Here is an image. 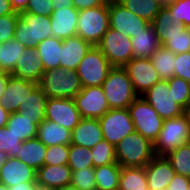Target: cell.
I'll return each mask as SVG.
<instances>
[{"label": "cell", "instance_id": "obj_33", "mask_svg": "<svg viewBox=\"0 0 190 190\" xmlns=\"http://www.w3.org/2000/svg\"><path fill=\"white\" fill-rule=\"evenodd\" d=\"M150 60L161 80H169L175 75V54L169 49L160 46Z\"/></svg>", "mask_w": 190, "mask_h": 190}, {"label": "cell", "instance_id": "obj_62", "mask_svg": "<svg viewBox=\"0 0 190 190\" xmlns=\"http://www.w3.org/2000/svg\"><path fill=\"white\" fill-rule=\"evenodd\" d=\"M109 2H114V3H120L122 2L123 0H108Z\"/></svg>", "mask_w": 190, "mask_h": 190}, {"label": "cell", "instance_id": "obj_58", "mask_svg": "<svg viewBox=\"0 0 190 190\" xmlns=\"http://www.w3.org/2000/svg\"><path fill=\"white\" fill-rule=\"evenodd\" d=\"M35 190H54L48 186H44V185H41L39 183L36 182V188Z\"/></svg>", "mask_w": 190, "mask_h": 190}, {"label": "cell", "instance_id": "obj_32", "mask_svg": "<svg viewBox=\"0 0 190 190\" xmlns=\"http://www.w3.org/2000/svg\"><path fill=\"white\" fill-rule=\"evenodd\" d=\"M96 188L100 190H118L121 166L115 162L94 168Z\"/></svg>", "mask_w": 190, "mask_h": 190}, {"label": "cell", "instance_id": "obj_48", "mask_svg": "<svg viewBox=\"0 0 190 190\" xmlns=\"http://www.w3.org/2000/svg\"><path fill=\"white\" fill-rule=\"evenodd\" d=\"M73 7L76 10L100 7L108 5V0H72Z\"/></svg>", "mask_w": 190, "mask_h": 190}, {"label": "cell", "instance_id": "obj_47", "mask_svg": "<svg viewBox=\"0 0 190 190\" xmlns=\"http://www.w3.org/2000/svg\"><path fill=\"white\" fill-rule=\"evenodd\" d=\"M190 185V178L175 173L174 178L170 181L168 190H188Z\"/></svg>", "mask_w": 190, "mask_h": 190}, {"label": "cell", "instance_id": "obj_7", "mask_svg": "<svg viewBox=\"0 0 190 190\" xmlns=\"http://www.w3.org/2000/svg\"><path fill=\"white\" fill-rule=\"evenodd\" d=\"M14 39L25 48H36L46 38L53 36L50 16L30 13L19 14Z\"/></svg>", "mask_w": 190, "mask_h": 190}, {"label": "cell", "instance_id": "obj_17", "mask_svg": "<svg viewBox=\"0 0 190 190\" xmlns=\"http://www.w3.org/2000/svg\"><path fill=\"white\" fill-rule=\"evenodd\" d=\"M38 85L36 82L16 78L11 75L8 79L6 89L0 98V103L9 113L18 112L23 107L27 96Z\"/></svg>", "mask_w": 190, "mask_h": 190}, {"label": "cell", "instance_id": "obj_23", "mask_svg": "<svg viewBox=\"0 0 190 190\" xmlns=\"http://www.w3.org/2000/svg\"><path fill=\"white\" fill-rule=\"evenodd\" d=\"M92 45L80 36H72L63 40L61 46L60 68L77 70L79 63L85 57Z\"/></svg>", "mask_w": 190, "mask_h": 190}, {"label": "cell", "instance_id": "obj_19", "mask_svg": "<svg viewBox=\"0 0 190 190\" xmlns=\"http://www.w3.org/2000/svg\"><path fill=\"white\" fill-rule=\"evenodd\" d=\"M53 37L65 40L77 34L78 10L72 7H62L53 10L50 16Z\"/></svg>", "mask_w": 190, "mask_h": 190}, {"label": "cell", "instance_id": "obj_1", "mask_svg": "<svg viewBox=\"0 0 190 190\" xmlns=\"http://www.w3.org/2000/svg\"><path fill=\"white\" fill-rule=\"evenodd\" d=\"M161 46L175 55L190 51V27L170 17L169 9L161 7L151 22Z\"/></svg>", "mask_w": 190, "mask_h": 190}, {"label": "cell", "instance_id": "obj_63", "mask_svg": "<svg viewBox=\"0 0 190 190\" xmlns=\"http://www.w3.org/2000/svg\"><path fill=\"white\" fill-rule=\"evenodd\" d=\"M157 190H168V188L166 187V188H163V189H157Z\"/></svg>", "mask_w": 190, "mask_h": 190}, {"label": "cell", "instance_id": "obj_3", "mask_svg": "<svg viewBox=\"0 0 190 190\" xmlns=\"http://www.w3.org/2000/svg\"><path fill=\"white\" fill-rule=\"evenodd\" d=\"M39 86L47 98L73 99L82 89L74 69L44 70Z\"/></svg>", "mask_w": 190, "mask_h": 190}, {"label": "cell", "instance_id": "obj_55", "mask_svg": "<svg viewBox=\"0 0 190 190\" xmlns=\"http://www.w3.org/2000/svg\"><path fill=\"white\" fill-rule=\"evenodd\" d=\"M9 156L7 153L0 151V173L3 164L8 160Z\"/></svg>", "mask_w": 190, "mask_h": 190}, {"label": "cell", "instance_id": "obj_35", "mask_svg": "<svg viewBox=\"0 0 190 190\" xmlns=\"http://www.w3.org/2000/svg\"><path fill=\"white\" fill-rule=\"evenodd\" d=\"M24 48L23 44L15 39L0 44V64L7 72L11 73L15 69Z\"/></svg>", "mask_w": 190, "mask_h": 190}, {"label": "cell", "instance_id": "obj_11", "mask_svg": "<svg viewBox=\"0 0 190 190\" xmlns=\"http://www.w3.org/2000/svg\"><path fill=\"white\" fill-rule=\"evenodd\" d=\"M131 38L109 28L97 47L113 67H124L133 59Z\"/></svg>", "mask_w": 190, "mask_h": 190}, {"label": "cell", "instance_id": "obj_56", "mask_svg": "<svg viewBox=\"0 0 190 190\" xmlns=\"http://www.w3.org/2000/svg\"><path fill=\"white\" fill-rule=\"evenodd\" d=\"M54 190H80V189L77 188L75 185L68 184V185L62 186V187L54 189Z\"/></svg>", "mask_w": 190, "mask_h": 190}, {"label": "cell", "instance_id": "obj_25", "mask_svg": "<svg viewBox=\"0 0 190 190\" xmlns=\"http://www.w3.org/2000/svg\"><path fill=\"white\" fill-rule=\"evenodd\" d=\"M72 131L45 119L38 125L37 138L46 146L70 145Z\"/></svg>", "mask_w": 190, "mask_h": 190}, {"label": "cell", "instance_id": "obj_6", "mask_svg": "<svg viewBox=\"0 0 190 190\" xmlns=\"http://www.w3.org/2000/svg\"><path fill=\"white\" fill-rule=\"evenodd\" d=\"M109 29V3L78 11L77 36L97 46Z\"/></svg>", "mask_w": 190, "mask_h": 190}, {"label": "cell", "instance_id": "obj_49", "mask_svg": "<svg viewBox=\"0 0 190 190\" xmlns=\"http://www.w3.org/2000/svg\"><path fill=\"white\" fill-rule=\"evenodd\" d=\"M9 1L11 3L13 10L18 14L23 13L28 5V0H9Z\"/></svg>", "mask_w": 190, "mask_h": 190}, {"label": "cell", "instance_id": "obj_52", "mask_svg": "<svg viewBox=\"0 0 190 190\" xmlns=\"http://www.w3.org/2000/svg\"><path fill=\"white\" fill-rule=\"evenodd\" d=\"M9 112L0 103V128L5 127L8 122Z\"/></svg>", "mask_w": 190, "mask_h": 190}, {"label": "cell", "instance_id": "obj_29", "mask_svg": "<svg viewBox=\"0 0 190 190\" xmlns=\"http://www.w3.org/2000/svg\"><path fill=\"white\" fill-rule=\"evenodd\" d=\"M38 123L35 119L20 115L18 112L10 113L6 127L22 142L37 136Z\"/></svg>", "mask_w": 190, "mask_h": 190}, {"label": "cell", "instance_id": "obj_39", "mask_svg": "<svg viewBox=\"0 0 190 190\" xmlns=\"http://www.w3.org/2000/svg\"><path fill=\"white\" fill-rule=\"evenodd\" d=\"M90 152L94 168L117 162L115 146L107 142L105 139L101 140L96 146L90 149Z\"/></svg>", "mask_w": 190, "mask_h": 190}, {"label": "cell", "instance_id": "obj_59", "mask_svg": "<svg viewBox=\"0 0 190 190\" xmlns=\"http://www.w3.org/2000/svg\"><path fill=\"white\" fill-rule=\"evenodd\" d=\"M8 72L6 71V69L0 64V76L1 75H6Z\"/></svg>", "mask_w": 190, "mask_h": 190}, {"label": "cell", "instance_id": "obj_42", "mask_svg": "<svg viewBox=\"0 0 190 190\" xmlns=\"http://www.w3.org/2000/svg\"><path fill=\"white\" fill-rule=\"evenodd\" d=\"M70 145L47 146L44 165H68Z\"/></svg>", "mask_w": 190, "mask_h": 190}, {"label": "cell", "instance_id": "obj_31", "mask_svg": "<svg viewBox=\"0 0 190 190\" xmlns=\"http://www.w3.org/2000/svg\"><path fill=\"white\" fill-rule=\"evenodd\" d=\"M118 190H149L145 167H121Z\"/></svg>", "mask_w": 190, "mask_h": 190}, {"label": "cell", "instance_id": "obj_8", "mask_svg": "<svg viewBox=\"0 0 190 190\" xmlns=\"http://www.w3.org/2000/svg\"><path fill=\"white\" fill-rule=\"evenodd\" d=\"M135 131L154 143L160 134L163 119L154 108L142 97L138 96L128 107Z\"/></svg>", "mask_w": 190, "mask_h": 190}, {"label": "cell", "instance_id": "obj_12", "mask_svg": "<svg viewBox=\"0 0 190 190\" xmlns=\"http://www.w3.org/2000/svg\"><path fill=\"white\" fill-rule=\"evenodd\" d=\"M163 119L182 115L185 110L173 99L169 92L168 80H160L141 95Z\"/></svg>", "mask_w": 190, "mask_h": 190}, {"label": "cell", "instance_id": "obj_54", "mask_svg": "<svg viewBox=\"0 0 190 190\" xmlns=\"http://www.w3.org/2000/svg\"><path fill=\"white\" fill-rule=\"evenodd\" d=\"M11 76V74L8 72L6 75H1L0 76V98L2 97L6 86H7V82L9 77Z\"/></svg>", "mask_w": 190, "mask_h": 190}, {"label": "cell", "instance_id": "obj_45", "mask_svg": "<svg viewBox=\"0 0 190 190\" xmlns=\"http://www.w3.org/2000/svg\"><path fill=\"white\" fill-rule=\"evenodd\" d=\"M175 75L190 83V51L175 55Z\"/></svg>", "mask_w": 190, "mask_h": 190}, {"label": "cell", "instance_id": "obj_10", "mask_svg": "<svg viewBox=\"0 0 190 190\" xmlns=\"http://www.w3.org/2000/svg\"><path fill=\"white\" fill-rule=\"evenodd\" d=\"M98 120L103 138L114 146L135 131L128 108L109 109Z\"/></svg>", "mask_w": 190, "mask_h": 190}, {"label": "cell", "instance_id": "obj_26", "mask_svg": "<svg viewBox=\"0 0 190 190\" xmlns=\"http://www.w3.org/2000/svg\"><path fill=\"white\" fill-rule=\"evenodd\" d=\"M133 58H150L161 46L152 24L131 37Z\"/></svg>", "mask_w": 190, "mask_h": 190}, {"label": "cell", "instance_id": "obj_60", "mask_svg": "<svg viewBox=\"0 0 190 190\" xmlns=\"http://www.w3.org/2000/svg\"><path fill=\"white\" fill-rule=\"evenodd\" d=\"M184 113L187 115L188 121H189V125H190V106L185 110Z\"/></svg>", "mask_w": 190, "mask_h": 190}, {"label": "cell", "instance_id": "obj_46", "mask_svg": "<svg viewBox=\"0 0 190 190\" xmlns=\"http://www.w3.org/2000/svg\"><path fill=\"white\" fill-rule=\"evenodd\" d=\"M53 0H28V5L23 13L51 16L53 13Z\"/></svg>", "mask_w": 190, "mask_h": 190}, {"label": "cell", "instance_id": "obj_53", "mask_svg": "<svg viewBox=\"0 0 190 190\" xmlns=\"http://www.w3.org/2000/svg\"><path fill=\"white\" fill-rule=\"evenodd\" d=\"M53 9H61L62 7H72V0H53Z\"/></svg>", "mask_w": 190, "mask_h": 190}, {"label": "cell", "instance_id": "obj_24", "mask_svg": "<svg viewBox=\"0 0 190 190\" xmlns=\"http://www.w3.org/2000/svg\"><path fill=\"white\" fill-rule=\"evenodd\" d=\"M71 175L68 165H43L37 170L36 182L57 189L71 184Z\"/></svg>", "mask_w": 190, "mask_h": 190}, {"label": "cell", "instance_id": "obj_40", "mask_svg": "<svg viewBox=\"0 0 190 190\" xmlns=\"http://www.w3.org/2000/svg\"><path fill=\"white\" fill-rule=\"evenodd\" d=\"M22 148V141L18 139L8 128H0V151L8 154L10 158H16Z\"/></svg>", "mask_w": 190, "mask_h": 190}, {"label": "cell", "instance_id": "obj_34", "mask_svg": "<svg viewBox=\"0 0 190 190\" xmlns=\"http://www.w3.org/2000/svg\"><path fill=\"white\" fill-rule=\"evenodd\" d=\"M120 4L150 23L162 7L157 0H123Z\"/></svg>", "mask_w": 190, "mask_h": 190}, {"label": "cell", "instance_id": "obj_20", "mask_svg": "<svg viewBox=\"0 0 190 190\" xmlns=\"http://www.w3.org/2000/svg\"><path fill=\"white\" fill-rule=\"evenodd\" d=\"M145 170L149 190L166 188L175 175L170 161L165 156H155L145 166Z\"/></svg>", "mask_w": 190, "mask_h": 190}, {"label": "cell", "instance_id": "obj_50", "mask_svg": "<svg viewBox=\"0 0 190 190\" xmlns=\"http://www.w3.org/2000/svg\"><path fill=\"white\" fill-rule=\"evenodd\" d=\"M16 13L9 0H0V16Z\"/></svg>", "mask_w": 190, "mask_h": 190}, {"label": "cell", "instance_id": "obj_5", "mask_svg": "<svg viewBox=\"0 0 190 190\" xmlns=\"http://www.w3.org/2000/svg\"><path fill=\"white\" fill-rule=\"evenodd\" d=\"M190 140V125L185 113L163 120L159 136L153 143L156 156H166Z\"/></svg>", "mask_w": 190, "mask_h": 190}, {"label": "cell", "instance_id": "obj_27", "mask_svg": "<svg viewBox=\"0 0 190 190\" xmlns=\"http://www.w3.org/2000/svg\"><path fill=\"white\" fill-rule=\"evenodd\" d=\"M46 149L47 146L35 137L22 142V148L16 159L37 171L44 165Z\"/></svg>", "mask_w": 190, "mask_h": 190}, {"label": "cell", "instance_id": "obj_44", "mask_svg": "<svg viewBox=\"0 0 190 190\" xmlns=\"http://www.w3.org/2000/svg\"><path fill=\"white\" fill-rule=\"evenodd\" d=\"M20 15L12 13L0 16V43L3 44L8 40L14 39V32Z\"/></svg>", "mask_w": 190, "mask_h": 190}, {"label": "cell", "instance_id": "obj_14", "mask_svg": "<svg viewBox=\"0 0 190 190\" xmlns=\"http://www.w3.org/2000/svg\"><path fill=\"white\" fill-rule=\"evenodd\" d=\"M151 23L135 15L120 3L109 2V28L130 38Z\"/></svg>", "mask_w": 190, "mask_h": 190}, {"label": "cell", "instance_id": "obj_21", "mask_svg": "<svg viewBox=\"0 0 190 190\" xmlns=\"http://www.w3.org/2000/svg\"><path fill=\"white\" fill-rule=\"evenodd\" d=\"M37 171L16 158H8L0 173V183L13 187L19 183L36 182Z\"/></svg>", "mask_w": 190, "mask_h": 190}, {"label": "cell", "instance_id": "obj_9", "mask_svg": "<svg viewBox=\"0 0 190 190\" xmlns=\"http://www.w3.org/2000/svg\"><path fill=\"white\" fill-rule=\"evenodd\" d=\"M113 66L97 46H92L76 70L82 87L102 86Z\"/></svg>", "mask_w": 190, "mask_h": 190}, {"label": "cell", "instance_id": "obj_41", "mask_svg": "<svg viewBox=\"0 0 190 190\" xmlns=\"http://www.w3.org/2000/svg\"><path fill=\"white\" fill-rule=\"evenodd\" d=\"M94 175V167L72 171L71 184L80 190H95L96 179Z\"/></svg>", "mask_w": 190, "mask_h": 190}, {"label": "cell", "instance_id": "obj_18", "mask_svg": "<svg viewBox=\"0 0 190 190\" xmlns=\"http://www.w3.org/2000/svg\"><path fill=\"white\" fill-rule=\"evenodd\" d=\"M44 68L35 48H24L18 59L12 76L40 83Z\"/></svg>", "mask_w": 190, "mask_h": 190}, {"label": "cell", "instance_id": "obj_4", "mask_svg": "<svg viewBox=\"0 0 190 190\" xmlns=\"http://www.w3.org/2000/svg\"><path fill=\"white\" fill-rule=\"evenodd\" d=\"M101 87L110 109L128 108L138 97L123 67H113Z\"/></svg>", "mask_w": 190, "mask_h": 190}, {"label": "cell", "instance_id": "obj_57", "mask_svg": "<svg viewBox=\"0 0 190 190\" xmlns=\"http://www.w3.org/2000/svg\"><path fill=\"white\" fill-rule=\"evenodd\" d=\"M158 3L164 7V6H168L169 4H172L173 2H175L176 0H157Z\"/></svg>", "mask_w": 190, "mask_h": 190}, {"label": "cell", "instance_id": "obj_13", "mask_svg": "<svg viewBox=\"0 0 190 190\" xmlns=\"http://www.w3.org/2000/svg\"><path fill=\"white\" fill-rule=\"evenodd\" d=\"M81 118H100L110 108L101 86L82 87L73 98Z\"/></svg>", "mask_w": 190, "mask_h": 190}, {"label": "cell", "instance_id": "obj_30", "mask_svg": "<svg viewBox=\"0 0 190 190\" xmlns=\"http://www.w3.org/2000/svg\"><path fill=\"white\" fill-rule=\"evenodd\" d=\"M47 97L38 85L32 93L27 96L23 107L18 111L20 115L35 119L38 124L45 120V108Z\"/></svg>", "mask_w": 190, "mask_h": 190}, {"label": "cell", "instance_id": "obj_51", "mask_svg": "<svg viewBox=\"0 0 190 190\" xmlns=\"http://www.w3.org/2000/svg\"><path fill=\"white\" fill-rule=\"evenodd\" d=\"M36 182L19 183L13 187H9V190H35Z\"/></svg>", "mask_w": 190, "mask_h": 190}, {"label": "cell", "instance_id": "obj_37", "mask_svg": "<svg viewBox=\"0 0 190 190\" xmlns=\"http://www.w3.org/2000/svg\"><path fill=\"white\" fill-rule=\"evenodd\" d=\"M68 166L71 171L93 167L90 149L76 144H70Z\"/></svg>", "mask_w": 190, "mask_h": 190}, {"label": "cell", "instance_id": "obj_28", "mask_svg": "<svg viewBox=\"0 0 190 190\" xmlns=\"http://www.w3.org/2000/svg\"><path fill=\"white\" fill-rule=\"evenodd\" d=\"M63 40L56 37L46 38L36 46L44 70L60 68L61 46Z\"/></svg>", "mask_w": 190, "mask_h": 190}, {"label": "cell", "instance_id": "obj_43", "mask_svg": "<svg viewBox=\"0 0 190 190\" xmlns=\"http://www.w3.org/2000/svg\"><path fill=\"white\" fill-rule=\"evenodd\" d=\"M170 11V17L180 21L186 27H190V0H176L166 6Z\"/></svg>", "mask_w": 190, "mask_h": 190}, {"label": "cell", "instance_id": "obj_36", "mask_svg": "<svg viewBox=\"0 0 190 190\" xmlns=\"http://www.w3.org/2000/svg\"><path fill=\"white\" fill-rule=\"evenodd\" d=\"M175 173L190 178V145L188 143L176 148L165 156Z\"/></svg>", "mask_w": 190, "mask_h": 190}, {"label": "cell", "instance_id": "obj_61", "mask_svg": "<svg viewBox=\"0 0 190 190\" xmlns=\"http://www.w3.org/2000/svg\"><path fill=\"white\" fill-rule=\"evenodd\" d=\"M0 190H9V187L0 183Z\"/></svg>", "mask_w": 190, "mask_h": 190}, {"label": "cell", "instance_id": "obj_2", "mask_svg": "<svg viewBox=\"0 0 190 190\" xmlns=\"http://www.w3.org/2000/svg\"><path fill=\"white\" fill-rule=\"evenodd\" d=\"M115 155L121 167H145L156 156L153 143L136 131L115 146Z\"/></svg>", "mask_w": 190, "mask_h": 190}, {"label": "cell", "instance_id": "obj_16", "mask_svg": "<svg viewBox=\"0 0 190 190\" xmlns=\"http://www.w3.org/2000/svg\"><path fill=\"white\" fill-rule=\"evenodd\" d=\"M45 119L72 131L82 118L73 99L48 98Z\"/></svg>", "mask_w": 190, "mask_h": 190}, {"label": "cell", "instance_id": "obj_38", "mask_svg": "<svg viewBox=\"0 0 190 190\" xmlns=\"http://www.w3.org/2000/svg\"><path fill=\"white\" fill-rule=\"evenodd\" d=\"M169 92L173 100L177 102L184 110L190 106V83L186 80L173 76L168 80Z\"/></svg>", "mask_w": 190, "mask_h": 190}, {"label": "cell", "instance_id": "obj_22", "mask_svg": "<svg viewBox=\"0 0 190 190\" xmlns=\"http://www.w3.org/2000/svg\"><path fill=\"white\" fill-rule=\"evenodd\" d=\"M103 139L99 120L96 118H82L72 130L71 144L92 149Z\"/></svg>", "mask_w": 190, "mask_h": 190}, {"label": "cell", "instance_id": "obj_15", "mask_svg": "<svg viewBox=\"0 0 190 190\" xmlns=\"http://www.w3.org/2000/svg\"><path fill=\"white\" fill-rule=\"evenodd\" d=\"M123 68L127 71L138 96L161 80L150 58H133Z\"/></svg>", "mask_w": 190, "mask_h": 190}]
</instances>
